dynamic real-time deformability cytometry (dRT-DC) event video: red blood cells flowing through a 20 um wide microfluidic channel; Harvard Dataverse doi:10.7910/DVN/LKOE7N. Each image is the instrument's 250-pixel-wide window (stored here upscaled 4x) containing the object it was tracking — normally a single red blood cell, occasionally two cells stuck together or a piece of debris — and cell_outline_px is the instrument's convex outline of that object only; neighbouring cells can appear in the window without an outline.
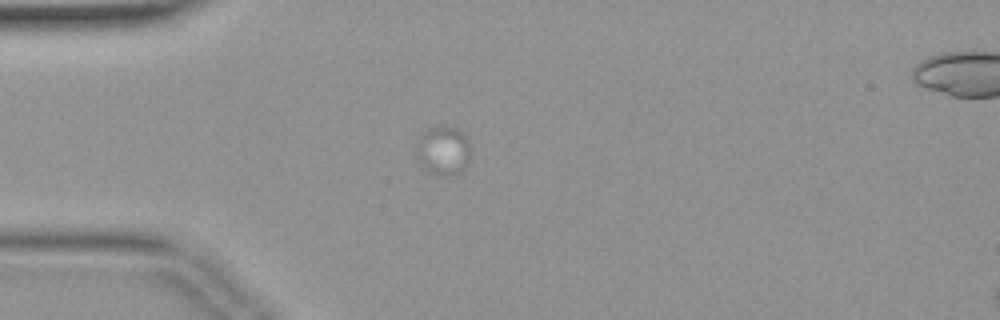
{"species": "common noctule bat (a hibernating species)", "species_latin": "Nyctalus noctula", "temperature_condition": "warm", "stored_images_in_passage": 6, "camera_frame_rate_fps": 3000, "um_per_image_px": 0.085, "animal": {"sex": "female", "body_mass_g": 19.9}, "frame": {"image": 1, "passage_image": 1, "time_ms": 0.0, "image_size_px": [1000, 320], "cell_outline_px": [[468, 164], [460, 172], [436, 172], [428, 168], [416, 156], [416, 144], [420, 136], [428, 128], [440, 124], [456, 128], [464, 132], [468, 140]], "centroid_in_image_um": [37.68, 12.67], "position_along_channel_um": 47.3, "area_um2": 14.8}}
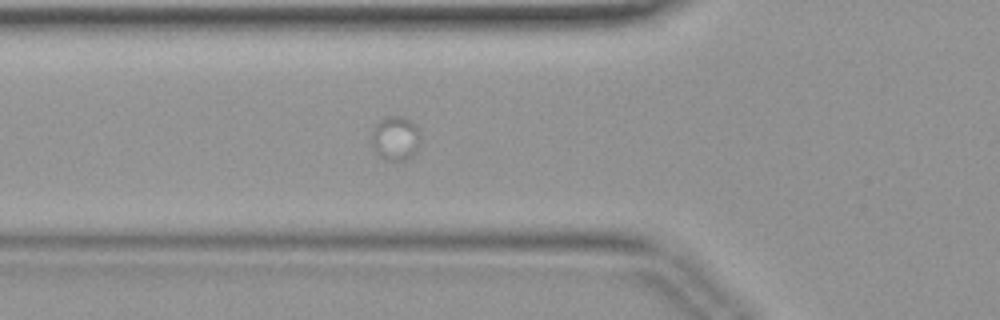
{"frame": {"image": 2, "passage_image": 5, "time_ms": 1.333, "image_size_px": [1000, 320], "cell_outline_px": [[420, 140], [412, 156], [404, 160], [384, 160], [376, 152], [372, 144], [372, 128], [380, 120], [388, 116], [400, 116], [408, 120], [416, 128]], "centroid_in_image_um": [33.57, 11.76], "position_along_channel_um": 92.2, "area_um2": 12.2}}